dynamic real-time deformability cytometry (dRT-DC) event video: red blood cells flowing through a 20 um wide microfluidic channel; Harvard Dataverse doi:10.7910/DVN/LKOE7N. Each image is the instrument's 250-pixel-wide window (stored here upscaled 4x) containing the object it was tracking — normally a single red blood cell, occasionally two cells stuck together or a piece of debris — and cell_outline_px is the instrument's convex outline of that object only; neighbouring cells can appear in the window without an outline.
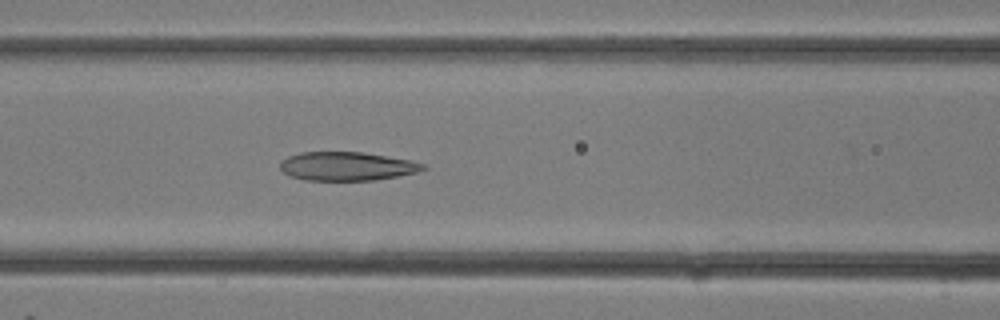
{"species": "common noctule bat (a hibernating species)", "species_latin": "Nyctalus noctula", "temperature_condition": "room temperature", "stored_images_in_passage": 12, "camera_frame_rate_fps": 3000, "um_per_image_px": 0.085, "animal": {"sex": "female"}, "frame": {"image": 1, "passage_image": 12, "time_ms": 3.667, "image_size_px": [1000, 320], "cell_outline_px": [[428, 168], [416, 172], [376, 180], [304, 180], [288, 176], [280, 168], [280, 160], [288, 156], [300, 152], [364, 152], [412, 160], [424, 164]], "centroid_in_image_um": [29.46, 14.12], "position_along_channel_um": 137.1, "area_um2": 24.04}}